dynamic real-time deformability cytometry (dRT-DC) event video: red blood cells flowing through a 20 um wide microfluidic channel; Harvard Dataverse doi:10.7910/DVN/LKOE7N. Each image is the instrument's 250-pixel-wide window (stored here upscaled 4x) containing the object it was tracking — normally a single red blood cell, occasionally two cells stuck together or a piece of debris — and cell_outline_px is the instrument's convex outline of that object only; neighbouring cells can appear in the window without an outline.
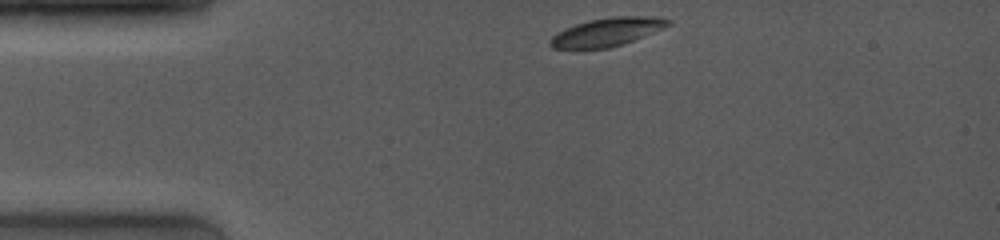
{"species": "common noctule bat (a hibernating species)", "species_latin": "Nyctalus noctula", "temperature_condition": "room temperature", "stored_images_in_passage": 46, "camera_frame_rate_fps": 4000, "um_per_image_px": 0.085, "animal": {"sex": "female", "body_mass_g": 19.0, "forearm_length_mm": 53.3}, "frame": {"image": 1, "passage_image": 1, "time_ms": 0.0, "image_size_px": [1000, 240], "cell_outline_px": [[672, 24], [664, 28], [624, 44], [608, 48], [552, 48], [548, 44], [548, 40], [552, 36], [576, 24], [588, 20], [612, 16], [656, 16], [672, 20]], "centroid_in_image_um": [51.65, 2.71], "position_along_channel_um": 33.3, "area_um2": 19.48}}
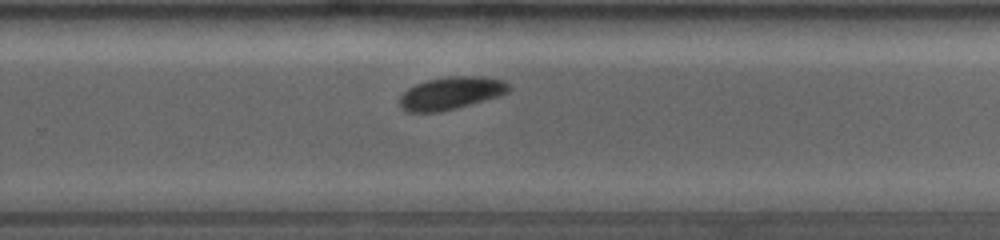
{"frame": {"image": 2, "passage_image": 31, "time_ms": 7.5, "image_size_px": [1000, 240], "cell_outline_px": [[512, 88], [508, 92], [496, 96], [456, 108], [440, 112], [408, 112], [400, 108], [400, 96], [408, 88], [416, 84], [428, 80], [444, 76], [484, 76], [504, 80]], "centroid_in_image_um": [38.32, 7.9], "position_along_channel_um": 291.5, "area_um2": 20.69}}
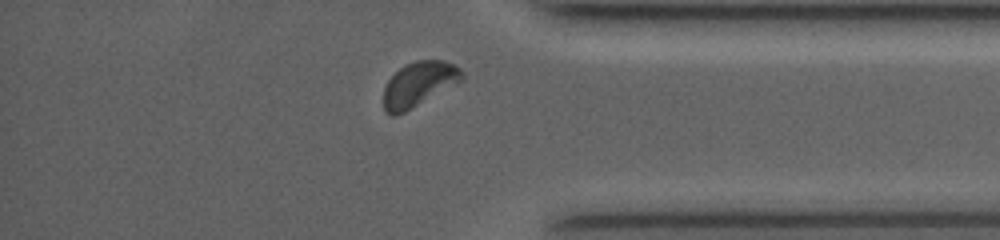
{"frame": {"image": 3, "passage_image": 42, "time_ms": 10.25, "image_size_px": [1000, 240], "cell_outline_px": [[464, 76], [460, 80], [404, 112], [396, 116], [392, 116], [384, 112], [384, 88], [388, 80], [400, 68], [416, 60], [444, 60], [460, 68], [464, 72]], "centroid_in_image_um": [35.56, 7.14], "position_along_channel_um": 399.6, "area_um2": 19.83}, "authors_computed_cell_mechanics": {"area_um2": 20.6057, "velocity_mm_per_s": 4.0244, "shape_relaxation_time_tau1_ms": 2.4853, "shape_relaxation_time_tau2_ms": null, "deformation_change_tau1": 0.096, "deformation_change_tau2": null}}